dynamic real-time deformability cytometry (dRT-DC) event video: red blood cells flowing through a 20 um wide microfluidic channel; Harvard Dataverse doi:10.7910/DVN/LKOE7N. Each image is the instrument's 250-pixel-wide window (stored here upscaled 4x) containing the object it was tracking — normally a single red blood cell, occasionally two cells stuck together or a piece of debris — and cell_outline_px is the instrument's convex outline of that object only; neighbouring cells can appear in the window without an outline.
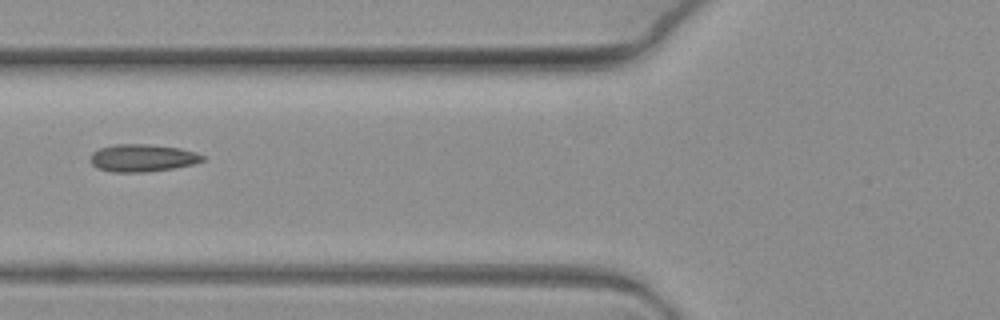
{"species": "common noctule bat (a hibernating species)", "species_latin": "Nyctalus noctula", "temperature_condition": "warm", "stored_images_in_passage": 5, "camera_frame_rate_fps": 3000, "um_per_image_px": 0.085, "animal": {"sex": "female", "body_mass_g": 19.3, "forearm_length_mm": 54.1}, "frame": {"image": 1, "passage_image": 3, "time_ms": 0.667, "image_size_px": [1000, 320], "cell_outline_px": [[204, 160], [192, 164], [172, 168], [144, 172], [112, 172], [100, 168], [92, 164], [92, 152], [100, 148], [116, 144], [148, 144], [180, 148], [196, 152], [204, 156]], "centroid_in_image_um": [12.13, 13.42], "position_along_channel_um": 113.7, "area_um2": 17.69}}
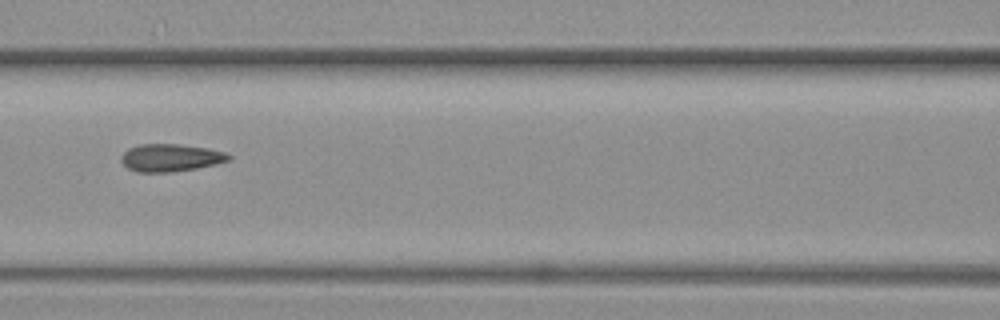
{"frame": {"image": 2, "passage_image": 4, "time_ms": 1.0, "image_size_px": [1000, 320], "cell_outline_px": [[232, 160], [216, 164], [196, 168], [172, 172], [136, 172], [128, 168], [120, 160], [120, 156], [128, 148], [140, 144], [180, 144], [208, 148], [224, 152], [232, 156]], "centroid_in_image_um": [14.5, 13.4], "position_along_channel_um": 152.1, "area_um2": 17.4}}